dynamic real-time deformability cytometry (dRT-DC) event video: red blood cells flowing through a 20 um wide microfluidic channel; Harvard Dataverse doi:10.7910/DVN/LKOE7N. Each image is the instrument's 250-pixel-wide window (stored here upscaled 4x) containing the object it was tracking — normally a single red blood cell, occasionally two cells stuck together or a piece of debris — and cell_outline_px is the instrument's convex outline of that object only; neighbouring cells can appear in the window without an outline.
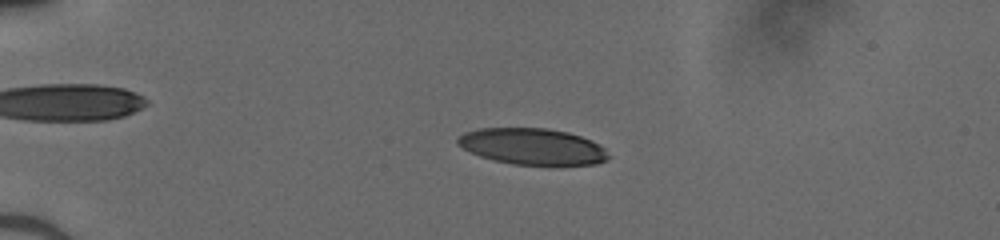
{"species": "human", "species_latin": "Homo sapiens", "temperature_condition": "cold", "stored_images_in_passage": 46, "camera_frame_rate_fps": 3000, "um_per_image_px": 0.085, "donor": {"sex": "male"}, "frame": {"image": 1, "passage_image": 8, "time_ms": 2.333, "image_size_px": [1000, 240], "cell_outline_px": [[608, 160], [596, 164], [512, 164], [480, 156], [456, 144], [456, 140], [464, 132], [480, 128], [548, 128], [568, 132], [592, 140], [600, 144], [604, 148], [608, 156]], "centroid_in_image_um": [45.26, 12.43], "position_along_channel_um": 39.7, "area_um2": 31.62}}
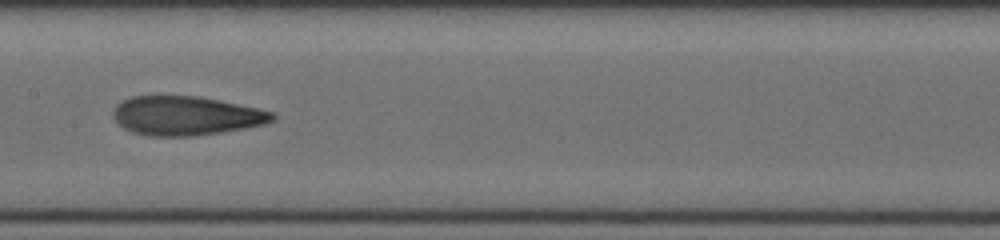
{"frame": {"image": 2, "passage_image": 23, "time_ms": 7.333, "image_size_px": [1000, 240], "cell_outline_px": [[276, 116], [272, 120], [264, 124], [244, 128], [220, 132], [192, 136], [148, 136], [132, 132], [124, 128], [112, 116], [112, 112], [116, 104], [132, 96], [200, 96], [256, 108], [272, 112]], "centroid_in_image_um": [15.77, 9.84], "position_along_channel_um": 191.6, "area_um2": 36.01}}
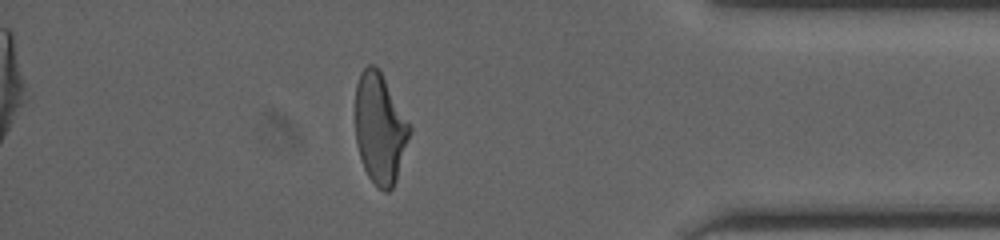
{"frame": {"image": 3, "passage_image": 40, "time_ms": 13.0, "image_size_px": [1000, 240], "cell_outline_px": [[412, 132], [396, 180], [392, 188], [388, 192], [384, 192], [368, 176], [364, 168], [356, 144], [356, 84], [360, 72], [368, 64], [372, 64], [380, 68], [412, 128]], "centroid_in_image_um": [32.31, 10.88], "position_along_channel_um": 402.9, "area_um2": 35.14}}